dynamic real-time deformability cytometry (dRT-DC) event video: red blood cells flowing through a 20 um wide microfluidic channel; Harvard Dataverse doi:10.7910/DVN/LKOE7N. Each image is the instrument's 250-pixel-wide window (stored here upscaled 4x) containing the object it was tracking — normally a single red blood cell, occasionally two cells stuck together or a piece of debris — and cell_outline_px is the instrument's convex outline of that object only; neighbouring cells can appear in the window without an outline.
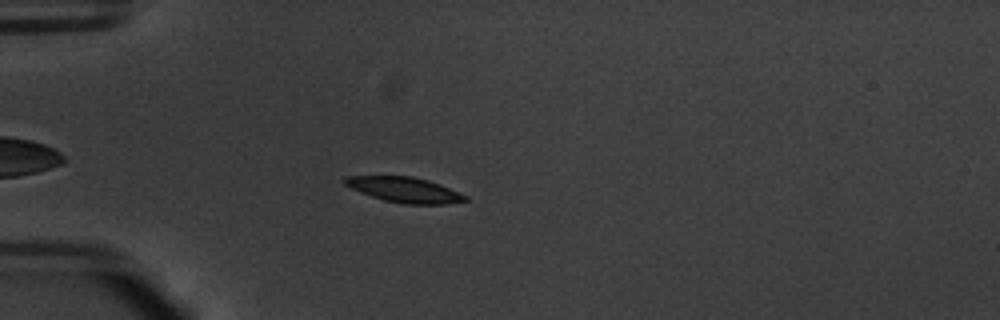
{"species": "common noctule bat (a hibernating species)", "species_latin": "Nyctalus noctula", "temperature_condition": "warm", "stored_images_in_passage": 38, "camera_frame_rate_fps": 3000, "um_per_image_px": 0.085, "animal": {"sex": "male", "body_mass_g": 20.1, "forearm_length_mm": 53.5}, "frame": {"image": 1, "passage_image": 7, "time_ms": 2.0, "image_size_px": [1000, 320], "cell_outline_px": [[468, 200], [444, 204], [404, 204], [384, 200], [360, 192], [344, 184], [340, 180], [344, 176], [412, 176], [428, 180], [440, 184], [468, 196]], "centroid_in_image_um": [34.36, 16.12], "position_along_channel_um": 50.6, "area_um2": 17.74}}
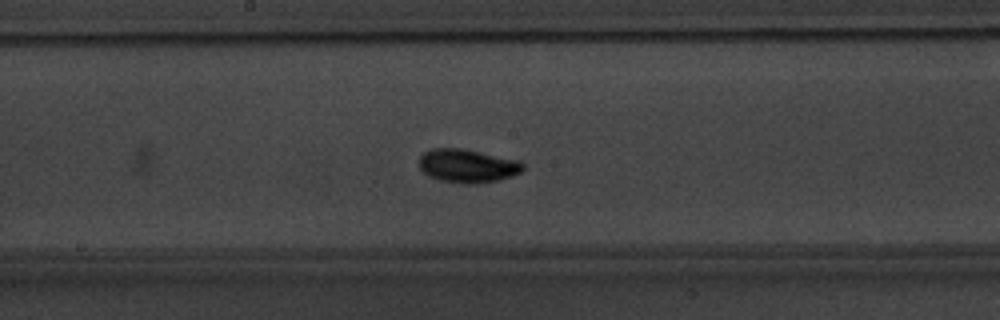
{"frame": {"image": 2, "passage_image": 21, "time_ms": 6.667, "image_size_px": [1000, 320], "cell_outline_px": [[524, 168], [520, 172], [512, 176], [500, 180], [476, 184], [464, 184], [440, 180], [428, 176], [420, 168], [420, 156], [424, 152], [432, 148], [464, 148], [520, 160], [524, 164]], "centroid_in_image_um": [39.76, 14.09], "position_along_channel_um": 208.4, "area_um2": 20.52}}
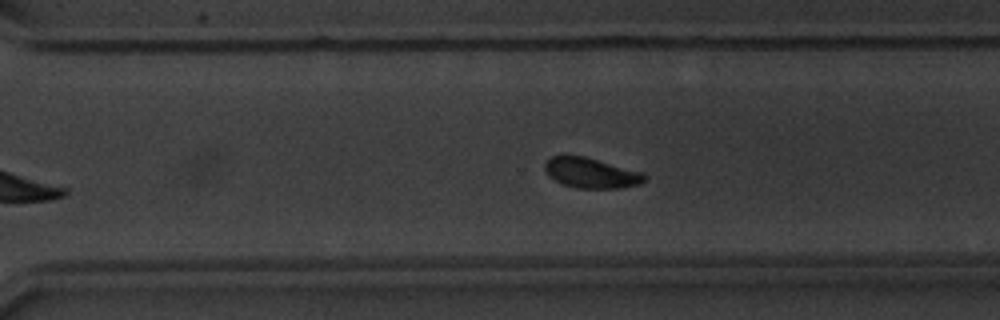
{"frame": {"image": 3, "passage_image": 30, "time_ms": 9.667, "image_size_px": [1000, 320], "cell_outline_px": [[648, 176], [640, 184], [620, 188], [576, 188], [564, 184], [548, 176], [544, 172], [544, 164], [552, 156], [584, 156], [644, 172]], "centroid_in_image_um": [50.26, 14.7], "position_along_channel_um": 320.3, "area_um2": 17.57}, "authors_computed_cell_mechanics": {"area_um2": 18.3515, "velocity_mm_per_s": 3.7455, "shape_relaxation_time_tau1_ms": 5.5879, "shape_relaxation_time_tau2_ms": 2.0783, "deformation_change_tau1": 0.2248, "deformation_change_tau2": 0.0577}}